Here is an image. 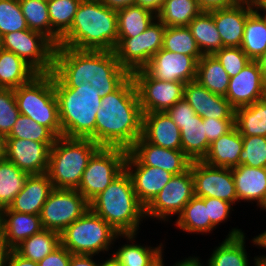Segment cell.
<instances>
[{
    "instance_id": "cell-61",
    "label": "cell",
    "mask_w": 266,
    "mask_h": 266,
    "mask_svg": "<svg viewBox=\"0 0 266 266\" xmlns=\"http://www.w3.org/2000/svg\"><path fill=\"white\" fill-rule=\"evenodd\" d=\"M255 61L258 67L260 68L261 73L263 77L265 78V82H266V51L261 56H259Z\"/></svg>"
},
{
    "instance_id": "cell-46",
    "label": "cell",
    "mask_w": 266,
    "mask_h": 266,
    "mask_svg": "<svg viewBox=\"0 0 266 266\" xmlns=\"http://www.w3.org/2000/svg\"><path fill=\"white\" fill-rule=\"evenodd\" d=\"M29 29L19 0H0V32L5 34Z\"/></svg>"
},
{
    "instance_id": "cell-53",
    "label": "cell",
    "mask_w": 266,
    "mask_h": 266,
    "mask_svg": "<svg viewBox=\"0 0 266 266\" xmlns=\"http://www.w3.org/2000/svg\"><path fill=\"white\" fill-rule=\"evenodd\" d=\"M202 11H211L215 9L228 8L239 3L238 0H197Z\"/></svg>"
},
{
    "instance_id": "cell-34",
    "label": "cell",
    "mask_w": 266,
    "mask_h": 266,
    "mask_svg": "<svg viewBox=\"0 0 266 266\" xmlns=\"http://www.w3.org/2000/svg\"><path fill=\"white\" fill-rule=\"evenodd\" d=\"M240 47L251 60L266 51V17L262 12L253 10L248 15Z\"/></svg>"
},
{
    "instance_id": "cell-27",
    "label": "cell",
    "mask_w": 266,
    "mask_h": 266,
    "mask_svg": "<svg viewBox=\"0 0 266 266\" xmlns=\"http://www.w3.org/2000/svg\"><path fill=\"white\" fill-rule=\"evenodd\" d=\"M242 148V135L234 126L228 133L210 144L209 151L202 161L213 167L234 168L238 166Z\"/></svg>"
},
{
    "instance_id": "cell-36",
    "label": "cell",
    "mask_w": 266,
    "mask_h": 266,
    "mask_svg": "<svg viewBox=\"0 0 266 266\" xmlns=\"http://www.w3.org/2000/svg\"><path fill=\"white\" fill-rule=\"evenodd\" d=\"M234 125L242 137H266V104L261 100L235 110Z\"/></svg>"
},
{
    "instance_id": "cell-54",
    "label": "cell",
    "mask_w": 266,
    "mask_h": 266,
    "mask_svg": "<svg viewBox=\"0 0 266 266\" xmlns=\"http://www.w3.org/2000/svg\"><path fill=\"white\" fill-rule=\"evenodd\" d=\"M6 266H39L38 262L31 261L19 255L14 249H11Z\"/></svg>"
},
{
    "instance_id": "cell-9",
    "label": "cell",
    "mask_w": 266,
    "mask_h": 266,
    "mask_svg": "<svg viewBox=\"0 0 266 266\" xmlns=\"http://www.w3.org/2000/svg\"><path fill=\"white\" fill-rule=\"evenodd\" d=\"M127 154L122 148L101 147L89 160L76 190L90 203L125 170Z\"/></svg>"
},
{
    "instance_id": "cell-7",
    "label": "cell",
    "mask_w": 266,
    "mask_h": 266,
    "mask_svg": "<svg viewBox=\"0 0 266 266\" xmlns=\"http://www.w3.org/2000/svg\"><path fill=\"white\" fill-rule=\"evenodd\" d=\"M14 95L20 114L47 127L56 137H61L58 101L52 73L37 74L27 84L14 89Z\"/></svg>"
},
{
    "instance_id": "cell-38",
    "label": "cell",
    "mask_w": 266,
    "mask_h": 266,
    "mask_svg": "<svg viewBox=\"0 0 266 266\" xmlns=\"http://www.w3.org/2000/svg\"><path fill=\"white\" fill-rule=\"evenodd\" d=\"M156 18L157 15L136 4L117 10L118 37H135Z\"/></svg>"
},
{
    "instance_id": "cell-45",
    "label": "cell",
    "mask_w": 266,
    "mask_h": 266,
    "mask_svg": "<svg viewBox=\"0 0 266 266\" xmlns=\"http://www.w3.org/2000/svg\"><path fill=\"white\" fill-rule=\"evenodd\" d=\"M243 148L239 155L238 165L266 168V137H242Z\"/></svg>"
},
{
    "instance_id": "cell-5",
    "label": "cell",
    "mask_w": 266,
    "mask_h": 266,
    "mask_svg": "<svg viewBox=\"0 0 266 266\" xmlns=\"http://www.w3.org/2000/svg\"><path fill=\"white\" fill-rule=\"evenodd\" d=\"M90 209L119 234H137L145 207L139 202L132 180L124 170L90 203Z\"/></svg>"
},
{
    "instance_id": "cell-65",
    "label": "cell",
    "mask_w": 266,
    "mask_h": 266,
    "mask_svg": "<svg viewBox=\"0 0 266 266\" xmlns=\"http://www.w3.org/2000/svg\"><path fill=\"white\" fill-rule=\"evenodd\" d=\"M101 266H119V265L110 257L105 262H102Z\"/></svg>"
},
{
    "instance_id": "cell-41",
    "label": "cell",
    "mask_w": 266,
    "mask_h": 266,
    "mask_svg": "<svg viewBox=\"0 0 266 266\" xmlns=\"http://www.w3.org/2000/svg\"><path fill=\"white\" fill-rule=\"evenodd\" d=\"M28 176L11 161H0V210L8 208Z\"/></svg>"
},
{
    "instance_id": "cell-52",
    "label": "cell",
    "mask_w": 266,
    "mask_h": 266,
    "mask_svg": "<svg viewBox=\"0 0 266 266\" xmlns=\"http://www.w3.org/2000/svg\"><path fill=\"white\" fill-rule=\"evenodd\" d=\"M72 253L62 244L56 247L44 259L38 262L39 266H69Z\"/></svg>"
},
{
    "instance_id": "cell-1",
    "label": "cell",
    "mask_w": 266,
    "mask_h": 266,
    "mask_svg": "<svg viewBox=\"0 0 266 266\" xmlns=\"http://www.w3.org/2000/svg\"><path fill=\"white\" fill-rule=\"evenodd\" d=\"M52 74L64 87L90 83L99 90L101 98L116 91L131 76L120 65L114 51L67 47L55 48Z\"/></svg>"
},
{
    "instance_id": "cell-48",
    "label": "cell",
    "mask_w": 266,
    "mask_h": 266,
    "mask_svg": "<svg viewBox=\"0 0 266 266\" xmlns=\"http://www.w3.org/2000/svg\"><path fill=\"white\" fill-rule=\"evenodd\" d=\"M213 55L230 78L237 75L251 61L241 47H223Z\"/></svg>"
},
{
    "instance_id": "cell-4",
    "label": "cell",
    "mask_w": 266,
    "mask_h": 266,
    "mask_svg": "<svg viewBox=\"0 0 266 266\" xmlns=\"http://www.w3.org/2000/svg\"><path fill=\"white\" fill-rule=\"evenodd\" d=\"M61 136L91 139L96 143V115L101 107L98 89L90 83L76 88L64 87L54 76Z\"/></svg>"
},
{
    "instance_id": "cell-56",
    "label": "cell",
    "mask_w": 266,
    "mask_h": 266,
    "mask_svg": "<svg viewBox=\"0 0 266 266\" xmlns=\"http://www.w3.org/2000/svg\"><path fill=\"white\" fill-rule=\"evenodd\" d=\"M165 0H136L135 4L158 15Z\"/></svg>"
},
{
    "instance_id": "cell-22",
    "label": "cell",
    "mask_w": 266,
    "mask_h": 266,
    "mask_svg": "<svg viewBox=\"0 0 266 266\" xmlns=\"http://www.w3.org/2000/svg\"><path fill=\"white\" fill-rule=\"evenodd\" d=\"M253 10L252 5L237 3L228 8L209 11L213 15L223 47L241 46L245 22Z\"/></svg>"
},
{
    "instance_id": "cell-50",
    "label": "cell",
    "mask_w": 266,
    "mask_h": 266,
    "mask_svg": "<svg viewBox=\"0 0 266 266\" xmlns=\"http://www.w3.org/2000/svg\"><path fill=\"white\" fill-rule=\"evenodd\" d=\"M205 125V134L210 146L220 136L228 133L235 125L234 120H222L213 118H202Z\"/></svg>"
},
{
    "instance_id": "cell-69",
    "label": "cell",
    "mask_w": 266,
    "mask_h": 266,
    "mask_svg": "<svg viewBox=\"0 0 266 266\" xmlns=\"http://www.w3.org/2000/svg\"><path fill=\"white\" fill-rule=\"evenodd\" d=\"M254 261H255L254 263L255 266H260V256L259 257L257 256L256 258L254 257Z\"/></svg>"
},
{
    "instance_id": "cell-62",
    "label": "cell",
    "mask_w": 266,
    "mask_h": 266,
    "mask_svg": "<svg viewBox=\"0 0 266 266\" xmlns=\"http://www.w3.org/2000/svg\"><path fill=\"white\" fill-rule=\"evenodd\" d=\"M252 242L254 245L263 247L264 249H266V231H264L263 233L259 234L256 237L254 236V238L252 239Z\"/></svg>"
},
{
    "instance_id": "cell-37",
    "label": "cell",
    "mask_w": 266,
    "mask_h": 266,
    "mask_svg": "<svg viewBox=\"0 0 266 266\" xmlns=\"http://www.w3.org/2000/svg\"><path fill=\"white\" fill-rule=\"evenodd\" d=\"M81 0H47L51 22V42L57 47L70 29Z\"/></svg>"
},
{
    "instance_id": "cell-40",
    "label": "cell",
    "mask_w": 266,
    "mask_h": 266,
    "mask_svg": "<svg viewBox=\"0 0 266 266\" xmlns=\"http://www.w3.org/2000/svg\"><path fill=\"white\" fill-rule=\"evenodd\" d=\"M201 12L197 0H165L157 18L165 26H188Z\"/></svg>"
},
{
    "instance_id": "cell-14",
    "label": "cell",
    "mask_w": 266,
    "mask_h": 266,
    "mask_svg": "<svg viewBox=\"0 0 266 266\" xmlns=\"http://www.w3.org/2000/svg\"><path fill=\"white\" fill-rule=\"evenodd\" d=\"M194 196V180L191 168H189L181 174L173 175L171 180L145 207V217L169 221L168 218L175 214L179 215Z\"/></svg>"
},
{
    "instance_id": "cell-71",
    "label": "cell",
    "mask_w": 266,
    "mask_h": 266,
    "mask_svg": "<svg viewBox=\"0 0 266 266\" xmlns=\"http://www.w3.org/2000/svg\"><path fill=\"white\" fill-rule=\"evenodd\" d=\"M157 266H164L163 256H162V261Z\"/></svg>"
},
{
    "instance_id": "cell-72",
    "label": "cell",
    "mask_w": 266,
    "mask_h": 266,
    "mask_svg": "<svg viewBox=\"0 0 266 266\" xmlns=\"http://www.w3.org/2000/svg\"><path fill=\"white\" fill-rule=\"evenodd\" d=\"M83 1H102V0H83Z\"/></svg>"
},
{
    "instance_id": "cell-20",
    "label": "cell",
    "mask_w": 266,
    "mask_h": 266,
    "mask_svg": "<svg viewBox=\"0 0 266 266\" xmlns=\"http://www.w3.org/2000/svg\"><path fill=\"white\" fill-rule=\"evenodd\" d=\"M265 78L255 60H251L234 77L230 78L225 98L236 110L261 100Z\"/></svg>"
},
{
    "instance_id": "cell-15",
    "label": "cell",
    "mask_w": 266,
    "mask_h": 266,
    "mask_svg": "<svg viewBox=\"0 0 266 266\" xmlns=\"http://www.w3.org/2000/svg\"><path fill=\"white\" fill-rule=\"evenodd\" d=\"M194 195L217 198L235 205L238 202L232 168L213 167L203 161H192Z\"/></svg>"
},
{
    "instance_id": "cell-59",
    "label": "cell",
    "mask_w": 266,
    "mask_h": 266,
    "mask_svg": "<svg viewBox=\"0 0 266 266\" xmlns=\"http://www.w3.org/2000/svg\"><path fill=\"white\" fill-rule=\"evenodd\" d=\"M11 249L6 244H0V266H6Z\"/></svg>"
},
{
    "instance_id": "cell-60",
    "label": "cell",
    "mask_w": 266,
    "mask_h": 266,
    "mask_svg": "<svg viewBox=\"0 0 266 266\" xmlns=\"http://www.w3.org/2000/svg\"><path fill=\"white\" fill-rule=\"evenodd\" d=\"M7 139L6 135L0 133V161L6 159Z\"/></svg>"
},
{
    "instance_id": "cell-24",
    "label": "cell",
    "mask_w": 266,
    "mask_h": 266,
    "mask_svg": "<svg viewBox=\"0 0 266 266\" xmlns=\"http://www.w3.org/2000/svg\"><path fill=\"white\" fill-rule=\"evenodd\" d=\"M54 189L47 173L29 175L23 189L15 196L9 210L40 215L49 194Z\"/></svg>"
},
{
    "instance_id": "cell-70",
    "label": "cell",
    "mask_w": 266,
    "mask_h": 266,
    "mask_svg": "<svg viewBox=\"0 0 266 266\" xmlns=\"http://www.w3.org/2000/svg\"><path fill=\"white\" fill-rule=\"evenodd\" d=\"M2 44H3V35L0 32V49L2 48Z\"/></svg>"
},
{
    "instance_id": "cell-39",
    "label": "cell",
    "mask_w": 266,
    "mask_h": 266,
    "mask_svg": "<svg viewBox=\"0 0 266 266\" xmlns=\"http://www.w3.org/2000/svg\"><path fill=\"white\" fill-rule=\"evenodd\" d=\"M61 244L60 233L43 229L17 245L14 250L24 258L39 262Z\"/></svg>"
},
{
    "instance_id": "cell-67",
    "label": "cell",
    "mask_w": 266,
    "mask_h": 266,
    "mask_svg": "<svg viewBox=\"0 0 266 266\" xmlns=\"http://www.w3.org/2000/svg\"><path fill=\"white\" fill-rule=\"evenodd\" d=\"M261 101L266 104V83L263 89V93H262V97H261Z\"/></svg>"
},
{
    "instance_id": "cell-19",
    "label": "cell",
    "mask_w": 266,
    "mask_h": 266,
    "mask_svg": "<svg viewBox=\"0 0 266 266\" xmlns=\"http://www.w3.org/2000/svg\"><path fill=\"white\" fill-rule=\"evenodd\" d=\"M142 165L162 168L174 175L190 168L191 160L182 150L159 147L142 136L128 150Z\"/></svg>"
},
{
    "instance_id": "cell-57",
    "label": "cell",
    "mask_w": 266,
    "mask_h": 266,
    "mask_svg": "<svg viewBox=\"0 0 266 266\" xmlns=\"http://www.w3.org/2000/svg\"><path fill=\"white\" fill-rule=\"evenodd\" d=\"M101 2L117 11L129 5H135L136 0H102Z\"/></svg>"
},
{
    "instance_id": "cell-66",
    "label": "cell",
    "mask_w": 266,
    "mask_h": 266,
    "mask_svg": "<svg viewBox=\"0 0 266 266\" xmlns=\"http://www.w3.org/2000/svg\"><path fill=\"white\" fill-rule=\"evenodd\" d=\"M239 3L248 4L254 6L258 0H238Z\"/></svg>"
},
{
    "instance_id": "cell-17",
    "label": "cell",
    "mask_w": 266,
    "mask_h": 266,
    "mask_svg": "<svg viewBox=\"0 0 266 266\" xmlns=\"http://www.w3.org/2000/svg\"><path fill=\"white\" fill-rule=\"evenodd\" d=\"M54 142L7 139L6 159L28 175L47 173L50 149Z\"/></svg>"
},
{
    "instance_id": "cell-33",
    "label": "cell",
    "mask_w": 266,
    "mask_h": 266,
    "mask_svg": "<svg viewBox=\"0 0 266 266\" xmlns=\"http://www.w3.org/2000/svg\"><path fill=\"white\" fill-rule=\"evenodd\" d=\"M181 150L191 161H202L209 151L202 117L195 115L194 119L182 124Z\"/></svg>"
},
{
    "instance_id": "cell-10",
    "label": "cell",
    "mask_w": 266,
    "mask_h": 266,
    "mask_svg": "<svg viewBox=\"0 0 266 266\" xmlns=\"http://www.w3.org/2000/svg\"><path fill=\"white\" fill-rule=\"evenodd\" d=\"M166 26L156 18L135 37H118L114 53L120 65L130 73L142 69L163 47Z\"/></svg>"
},
{
    "instance_id": "cell-28",
    "label": "cell",
    "mask_w": 266,
    "mask_h": 266,
    "mask_svg": "<svg viewBox=\"0 0 266 266\" xmlns=\"http://www.w3.org/2000/svg\"><path fill=\"white\" fill-rule=\"evenodd\" d=\"M244 234L241 229L232 228L225 240L213 250L208 266H249Z\"/></svg>"
},
{
    "instance_id": "cell-11",
    "label": "cell",
    "mask_w": 266,
    "mask_h": 266,
    "mask_svg": "<svg viewBox=\"0 0 266 266\" xmlns=\"http://www.w3.org/2000/svg\"><path fill=\"white\" fill-rule=\"evenodd\" d=\"M55 48L46 36L30 29L3 36L2 49L15 53L38 74L52 73Z\"/></svg>"
},
{
    "instance_id": "cell-35",
    "label": "cell",
    "mask_w": 266,
    "mask_h": 266,
    "mask_svg": "<svg viewBox=\"0 0 266 266\" xmlns=\"http://www.w3.org/2000/svg\"><path fill=\"white\" fill-rule=\"evenodd\" d=\"M176 226L188 233H204L215 228L208 217L205 198L194 196L177 217Z\"/></svg>"
},
{
    "instance_id": "cell-31",
    "label": "cell",
    "mask_w": 266,
    "mask_h": 266,
    "mask_svg": "<svg viewBox=\"0 0 266 266\" xmlns=\"http://www.w3.org/2000/svg\"><path fill=\"white\" fill-rule=\"evenodd\" d=\"M187 27L203 55H213L223 48L221 36L210 12L202 11L190 21Z\"/></svg>"
},
{
    "instance_id": "cell-3",
    "label": "cell",
    "mask_w": 266,
    "mask_h": 266,
    "mask_svg": "<svg viewBox=\"0 0 266 266\" xmlns=\"http://www.w3.org/2000/svg\"><path fill=\"white\" fill-rule=\"evenodd\" d=\"M117 41V11L100 1L81 0L70 29L57 47L114 51Z\"/></svg>"
},
{
    "instance_id": "cell-13",
    "label": "cell",
    "mask_w": 266,
    "mask_h": 266,
    "mask_svg": "<svg viewBox=\"0 0 266 266\" xmlns=\"http://www.w3.org/2000/svg\"><path fill=\"white\" fill-rule=\"evenodd\" d=\"M134 80L140 106L144 113L166 112L183 99V82L162 81L150 77L143 69L131 73Z\"/></svg>"
},
{
    "instance_id": "cell-63",
    "label": "cell",
    "mask_w": 266,
    "mask_h": 266,
    "mask_svg": "<svg viewBox=\"0 0 266 266\" xmlns=\"http://www.w3.org/2000/svg\"><path fill=\"white\" fill-rule=\"evenodd\" d=\"M255 11L262 10L264 13H266V0H258V2L253 6Z\"/></svg>"
},
{
    "instance_id": "cell-18",
    "label": "cell",
    "mask_w": 266,
    "mask_h": 266,
    "mask_svg": "<svg viewBox=\"0 0 266 266\" xmlns=\"http://www.w3.org/2000/svg\"><path fill=\"white\" fill-rule=\"evenodd\" d=\"M139 202L146 207L171 180L174 174L158 167L142 165L129 151L125 161Z\"/></svg>"
},
{
    "instance_id": "cell-51",
    "label": "cell",
    "mask_w": 266,
    "mask_h": 266,
    "mask_svg": "<svg viewBox=\"0 0 266 266\" xmlns=\"http://www.w3.org/2000/svg\"><path fill=\"white\" fill-rule=\"evenodd\" d=\"M166 114L173 120L180 130L182 129V124L193 120L196 115L194 109L184 99L178 101L175 105L169 108L166 111Z\"/></svg>"
},
{
    "instance_id": "cell-47",
    "label": "cell",
    "mask_w": 266,
    "mask_h": 266,
    "mask_svg": "<svg viewBox=\"0 0 266 266\" xmlns=\"http://www.w3.org/2000/svg\"><path fill=\"white\" fill-rule=\"evenodd\" d=\"M19 115L14 90L0 88V133L7 136Z\"/></svg>"
},
{
    "instance_id": "cell-23",
    "label": "cell",
    "mask_w": 266,
    "mask_h": 266,
    "mask_svg": "<svg viewBox=\"0 0 266 266\" xmlns=\"http://www.w3.org/2000/svg\"><path fill=\"white\" fill-rule=\"evenodd\" d=\"M142 137L153 145L181 150V131L166 112L143 114Z\"/></svg>"
},
{
    "instance_id": "cell-6",
    "label": "cell",
    "mask_w": 266,
    "mask_h": 266,
    "mask_svg": "<svg viewBox=\"0 0 266 266\" xmlns=\"http://www.w3.org/2000/svg\"><path fill=\"white\" fill-rule=\"evenodd\" d=\"M101 147L91 139L57 137L49 154L47 174L57 189H77L91 157Z\"/></svg>"
},
{
    "instance_id": "cell-68",
    "label": "cell",
    "mask_w": 266,
    "mask_h": 266,
    "mask_svg": "<svg viewBox=\"0 0 266 266\" xmlns=\"http://www.w3.org/2000/svg\"><path fill=\"white\" fill-rule=\"evenodd\" d=\"M260 266H266V256H260Z\"/></svg>"
},
{
    "instance_id": "cell-43",
    "label": "cell",
    "mask_w": 266,
    "mask_h": 266,
    "mask_svg": "<svg viewBox=\"0 0 266 266\" xmlns=\"http://www.w3.org/2000/svg\"><path fill=\"white\" fill-rule=\"evenodd\" d=\"M28 28L39 32L51 41V22L47 0H19Z\"/></svg>"
},
{
    "instance_id": "cell-32",
    "label": "cell",
    "mask_w": 266,
    "mask_h": 266,
    "mask_svg": "<svg viewBox=\"0 0 266 266\" xmlns=\"http://www.w3.org/2000/svg\"><path fill=\"white\" fill-rule=\"evenodd\" d=\"M196 80L210 92L225 97L230 77L214 55H203L197 63Z\"/></svg>"
},
{
    "instance_id": "cell-30",
    "label": "cell",
    "mask_w": 266,
    "mask_h": 266,
    "mask_svg": "<svg viewBox=\"0 0 266 266\" xmlns=\"http://www.w3.org/2000/svg\"><path fill=\"white\" fill-rule=\"evenodd\" d=\"M37 74L15 53L0 49V88L17 89L30 82Z\"/></svg>"
},
{
    "instance_id": "cell-58",
    "label": "cell",
    "mask_w": 266,
    "mask_h": 266,
    "mask_svg": "<svg viewBox=\"0 0 266 266\" xmlns=\"http://www.w3.org/2000/svg\"><path fill=\"white\" fill-rule=\"evenodd\" d=\"M173 266H204L201 264L199 257H188L178 261ZM208 266V265H207Z\"/></svg>"
},
{
    "instance_id": "cell-21",
    "label": "cell",
    "mask_w": 266,
    "mask_h": 266,
    "mask_svg": "<svg viewBox=\"0 0 266 266\" xmlns=\"http://www.w3.org/2000/svg\"><path fill=\"white\" fill-rule=\"evenodd\" d=\"M183 99L202 118L234 120L235 109L230 102L224 96L210 92L197 80L185 84Z\"/></svg>"
},
{
    "instance_id": "cell-2",
    "label": "cell",
    "mask_w": 266,
    "mask_h": 266,
    "mask_svg": "<svg viewBox=\"0 0 266 266\" xmlns=\"http://www.w3.org/2000/svg\"><path fill=\"white\" fill-rule=\"evenodd\" d=\"M143 112L130 76L116 91L101 99L96 115V144L129 150L142 136Z\"/></svg>"
},
{
    "instance_id": "cell-25",
    "label": "cell",
    "mask_w": 266,
    "mask_h": 266,
    "mask_svg": "<svg viewBox=\"0 0 266 266\" xmlns=\"http://www.w3.org/2000/svg\"><path fill=\"white\" fill-rule=\"evenodd\" d=\"M232 174L238 201H256L266 211V168L238 165Z\"/></svg>"
},
{
    "instance_id": "cell-8",
    "label": "cell",
    "mask_w": 266,
    "mask_h": 266,
    "mask_svg": "<svg viewBox=\"0 0 266 266\" xmlns=\"http://www.w3.org/2000/svg\"><path fill=\"white\" fill-rule=\"evenodd\" d=\"M119 237L121 234L90 208L60 233L61 244L72 254L94 256L108 251Z\"/></svg>"
},
{
    "instance_id": "cell-64",
    "label": "cell",
    "mask_w": 266,
    "mask_h": 266,
    "mask_svg": "<svg viewBox=\"0 0 266 266\" xmlns=\"http://www.w3.org/2000/svg\"><path fill=\"white\" fill-rule=\"evenodd\" d=\"M0 244H5L4 243V230H3V216H2L1 210H0Z\"/></svg>"
},
{
    "instance_id": "cell-49",
    "label": "cell",
    "mask_w": 266,
    "mask_h": 266,
    "mask_svg": "<svg viewBox=\"0 0 266 266\" xmlns=\"http://www.w3.org/2000/svg\"><path fill=\"white\" fill-rule=\"evenodd\" d=\"M205 206L207 207L208 217L211 224L216 228L217 225L230 217L229 213L233 209L232 204L217 198H205Z\"/></svg>"
},
{
    "instance_id": "cell-55",
    "label": "cell",
    "mask_w": 266,
    "mask_h": 266,
    "mask_svg": "<svg viewBox=\"0 0 266 266\" xmlns=\"http://www.w3.org/2000/svg\"><path fill=\"white\" fill-rule=\"evenodd\" d=\"M94 255L72 254L69 266H101L93 260Z\"/></svg>"
},
{
    "instance_id": "cell-44",
    "label": "cell",
    "mask_w": 266,
    "mask_h": 266,
    "mask_svg": "<svg viewBox=\"0 0 266 266\" xmlns=\"http://www.w3.org/2000/svg\"><path fill=\"white\" fill-rule=\"evenodd\" d=\"M7 138L37 142H55L57 137L47 127L39 125L28 116L20 114Z\"/></svg>"
},
{
    "instance_id": "cell-42",
    "label": "cell",
    "mask_w": 266,
    "mask_h": 266,
    "mask_svg": "<svg viewBox=\"0 0 266 266\" xmlns=\"http://www.w3.org/2000/svg\"><path fill=\"white\" fill-rule=\"evenodd\" d=\"M162 48L192 56L197 62L203 56L187 26H166Z\"/></svg>"
},
{
    "instance_id": "cell-16",
    "label": "cell",
    "mask_w": 266,
    "mask_h": 266,
    "mask_svg": "<svg viewBox=\"0 0 266 266\" xmlns=\"http://www.w3.org/2000/svg\"><path fill=\"white\" fill-rule=\"evenodd\" d=\"M197 63L192 56L162 48L142 69L152 78L186 84L196 80Z\"/></svg>"
},
{
    "instance_id": "cell-26",
    "label": "cell",
    "mask_w": 266,
    "mask_h": 266,
    "mask_svg": "<svg viewBox=\"0 0 266 266\" xmlns=\"http://www.w3.org/2000/svg\"><path fill=\"white\" fill-rule=\"evenodd\" d=\"M1 212L3 216L4 243L10 249H14L22 241L44 229L40 215L21 213L8 208L2 209Z\"/></svg>"
},
{
    "instance_id": "cell-29",
    "label": "cell",
    "mask_w": 266,
    "mask_h": 266,
    "mask_svg": "<svg viewBox=\"0 0 266 266\" xmlns=\"http://www.w3.org/2000/svg\"><path fill=\"white\" fill-rule=\"evenodd\" d=\"M137 234H121V237L132 242L131 244L122 245L121 248L113 253L112 259L119 266H157L162 261L163 248L162 244L157 247L148 245L143 246L135 244Z\"/></svg>"
},
{
    "instance_id": "cell-12",
    "label": "cell",
    "mask_w": 266,
    "mask_h": 266,
    "mask_svg": "<svg viewBox=\"0 0 266 266\" xmlns=\"http://www.w3.org/2000/svg\"><path fill=\"white\" fill-rule=\"evenodd\" d=\"M89 208V202L78 190L54 188L42 207V226L61 233Z\"/></svg>"
}]
</instances>
